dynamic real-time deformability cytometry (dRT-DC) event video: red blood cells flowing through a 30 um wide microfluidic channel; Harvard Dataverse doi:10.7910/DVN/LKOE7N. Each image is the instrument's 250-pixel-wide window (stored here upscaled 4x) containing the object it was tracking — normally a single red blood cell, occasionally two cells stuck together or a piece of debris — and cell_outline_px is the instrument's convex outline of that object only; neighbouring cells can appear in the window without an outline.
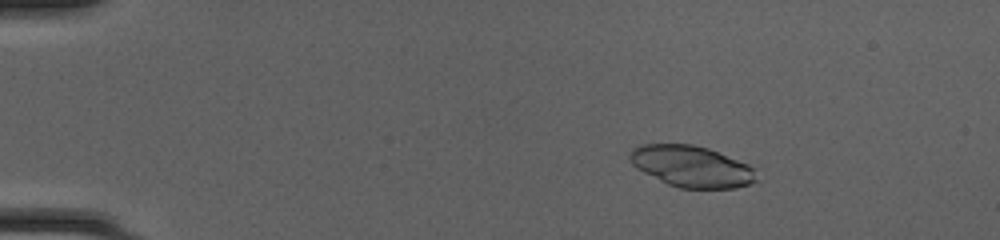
{"species": "common noctule bat (a hibernating species)", "species_latin": "Nyctalus noctula", "temperature_condition": "cold", "stored_images_in_passage": 50, "camera_frame_rate_fps": 3000, "um_per_image_px": 0.085, "animal": {"sex": "female", "body_mass_g": 20.0, "forearm_length_mm": 54.0}, "frame": {"image": 1, "passage_image": 9, "time_ms": 2.667, "image_size_px": [1000, 240], "cell_outline_px": [[756, 180], [748, 184], [736, 188], [680, 188], [668, 184], [636, 168], [632, 164], [628, 156], [632, 148], [640, 144], [692, 144], [708, 148], [748, 164], [752, 168]], "centroid_in_image_um": [58.73, 14.13], "position_along_channel_um": 26.3, "area_um2": 30.23}}